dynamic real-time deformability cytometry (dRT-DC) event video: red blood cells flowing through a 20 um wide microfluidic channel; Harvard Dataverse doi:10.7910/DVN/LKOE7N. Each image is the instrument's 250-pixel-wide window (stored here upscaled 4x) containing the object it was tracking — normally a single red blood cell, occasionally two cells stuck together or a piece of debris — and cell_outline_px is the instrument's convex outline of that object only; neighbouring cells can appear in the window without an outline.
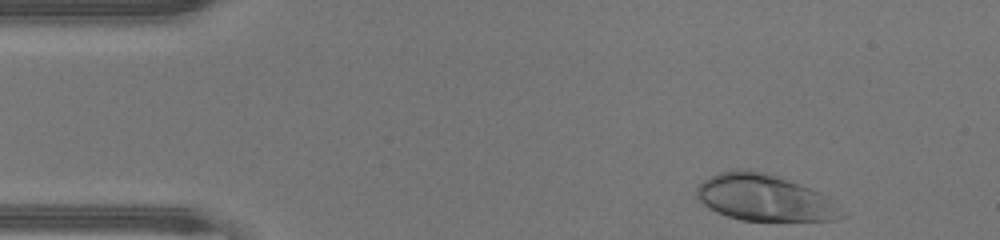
{"species": "human", "species_latin": "Homo sapiens", "temperature_condition": "warm", "stored_images_in_passage": 36, "camera_frame_rate_fps": 3000, "um_per_image_px": 0.085, "donor": {"sex": "male"}, "frame": {"image": 1, "passage_image": 1, "time_ms": 0.0, "image_size_px": [1000, 240], "cell_outline_px": [[832, 220], [740, 220], [728, 216], [704, 204], [696, 196], [696, 188], [704, 180], [720, 172], [736, 168], [748, 168], [764, 172], [776, 176], [808, 188], [828, 196], [832, 216]], "centroid_in_image_um": [64.76, 16.76], "position_along_channel_um": 20.2, "area_um2": 37.4}}
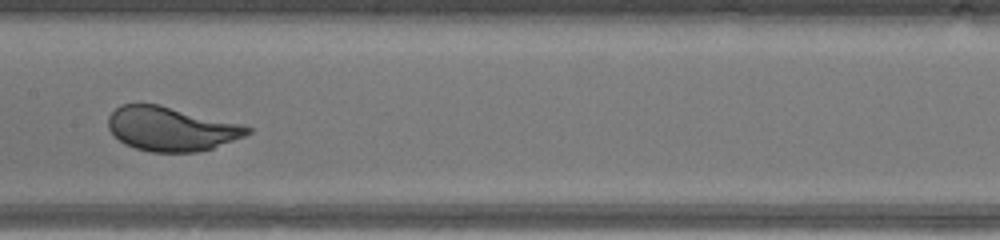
{"frame": {"image": 2, "passage_image": 19, "time_ms": 6.0, "image_size_px": [1000, 240], "cell_outline_px": [[252, 132], [244, 136], [212, 148], [196, 152], [152, 152], [136, 148], [124, 144], [108, 128], [108, 116], [120, 104], [160, 104], [244, 124], [252, 128]], "centroid_in_image_um": [14.57, 10.94], "position_along_channel_um": 192.8, "area_um2": 35.89}}
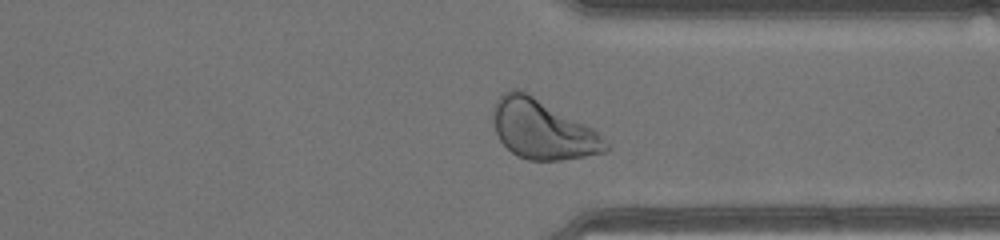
{"frame": {"image": 3, "passage_image": 31, "time_ms": 10.0, "image_size_px": [1000, 240], "cell_outline_px": [[608, 152], [560, 160], [528, 160], [516, 156], [500, 140], [496, 132], [492, 120], [492, 108], [496, 100], [504, 92], [512, 88], [516, 88], [528, 92], [592, 128], [608, 144]], "centroid_in_image_um": [46.07, 10.99], "position_along_channel_um": 365.3, "area_um2": 38.78}, "authors_computed_cell_mechanics": {"area_um2": 36.703, "velocity_mm_per_s": 4.3416, "shape_relaxation_time_tau1_ms": 2.0355, "shape_relaxation_time_tau2_ms": null, "deformation_change_tau1": 0.1699, "deformation_change_tau2": null}}